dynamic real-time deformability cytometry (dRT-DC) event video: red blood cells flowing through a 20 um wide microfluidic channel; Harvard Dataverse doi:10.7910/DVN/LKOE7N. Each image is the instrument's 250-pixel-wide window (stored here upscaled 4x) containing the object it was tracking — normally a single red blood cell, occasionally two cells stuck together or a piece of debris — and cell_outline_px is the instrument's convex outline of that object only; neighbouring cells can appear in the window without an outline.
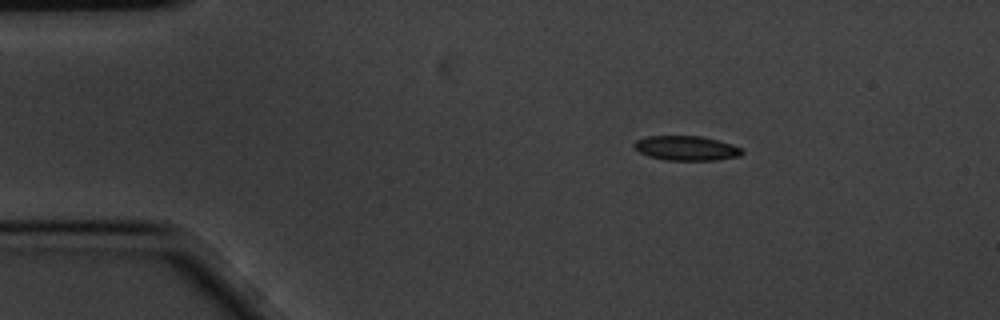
{"species": "common noctule bat (a hibernating species)", "species_latin": "Nyctalus noctula", "temperature_condition": "cold", "stored_images_in_passage": 3, "camera_frame_rate_fps": 3000, "um_per_image_px": 0.085, "animal": {"sex": "male", "body_mass_g": 20.1, "forearm_length_mm": 53.5}, "frame": {"image": 1, "passage_image": 1, "time_ms": 0.0, "image_size_px": [1000, 320], "cell_outline_px": [[744, 152], [740, 156], [716, 160], [664, 160], [648, 156], [640, 152], [632, 144], [636, 140], [648, 136], [700, 136], [720, 140], [732, 144], [740, 148]], "centroid_in_image_um": [58.35, 12.59], "position_along_channel_um": 26.7, "area_um2": 15.49}}